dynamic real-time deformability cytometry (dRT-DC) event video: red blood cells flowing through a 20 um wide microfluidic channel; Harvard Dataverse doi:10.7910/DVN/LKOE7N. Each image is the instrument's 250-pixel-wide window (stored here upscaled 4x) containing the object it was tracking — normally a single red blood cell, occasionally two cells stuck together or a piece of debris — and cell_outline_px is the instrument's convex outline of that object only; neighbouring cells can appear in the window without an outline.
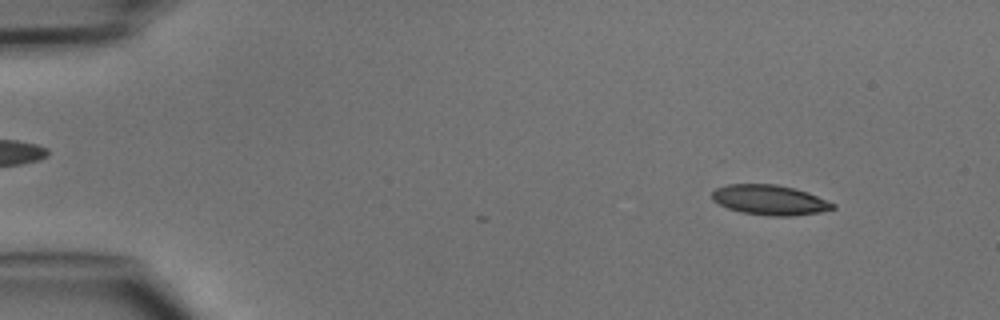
{"species": "common noctule bat (a hibernating species)", "species_latin": "Nyctalus noctula", "temperature_condition": "cold", "stored_images_in_passage": 7, "camera_frame_rate_fps": 3000, "um_per_image_px": 0.085, "animal": {"sex": "male", "body_mass_g": 15.6}, "frame": {"image": 1, "passage_image": 5, "time_ms": 1.333, "image_size_px": [1000, 320], "cell_outline_px": [[836, 208], [820, 212], [792, 216], [772, 216], [740, 212], [728, 208], [712, 200], [712, 192], [716, 188], [728, 184], [776, 184], [808, 192], [836, 204]], "centroid_in_image_um": [65.43, 17.0], "position_along_channel_um": 19.6, "area_um2": 21.1}}